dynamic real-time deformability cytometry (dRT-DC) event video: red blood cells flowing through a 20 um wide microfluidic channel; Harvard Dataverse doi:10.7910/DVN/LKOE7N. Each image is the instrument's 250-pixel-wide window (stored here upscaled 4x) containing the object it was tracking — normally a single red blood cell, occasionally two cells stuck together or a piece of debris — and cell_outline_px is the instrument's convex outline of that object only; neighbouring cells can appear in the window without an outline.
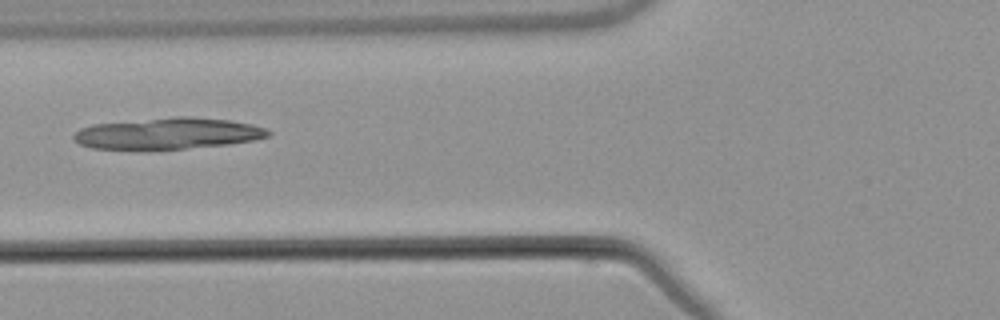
{"species": "common noctule bat (a hibernating species)", "species_latin": "Nyctalus noctula", "temperature_condition": "warm", "stored_images_in_passage": 6, "camera_frame_rate_fps": 3000, "um_per_image_px": 0.085, "animal": {"sex": "male", "body_mass_g": 21.5, "forearm_length_mm": 52.0}, "frame": {"image": 1, "passage_image": 6, "time_ms": 6.0, "image_size_px": [1000, 320], "cell_outline_px": [[272, 132], [268, 136], [252, 140], [228, 144], [184, 148], [92, 148], [80, 144], [72, 140], [72, 136], [80, 128], [92, 124], [176, 116], [188, 116], [228, 120], [252, 124], [264, 128]], "centroid_in_image_um": [14.25, 11.32], "position_along_channel_um": 111.5, "area_um2": 34.97}}